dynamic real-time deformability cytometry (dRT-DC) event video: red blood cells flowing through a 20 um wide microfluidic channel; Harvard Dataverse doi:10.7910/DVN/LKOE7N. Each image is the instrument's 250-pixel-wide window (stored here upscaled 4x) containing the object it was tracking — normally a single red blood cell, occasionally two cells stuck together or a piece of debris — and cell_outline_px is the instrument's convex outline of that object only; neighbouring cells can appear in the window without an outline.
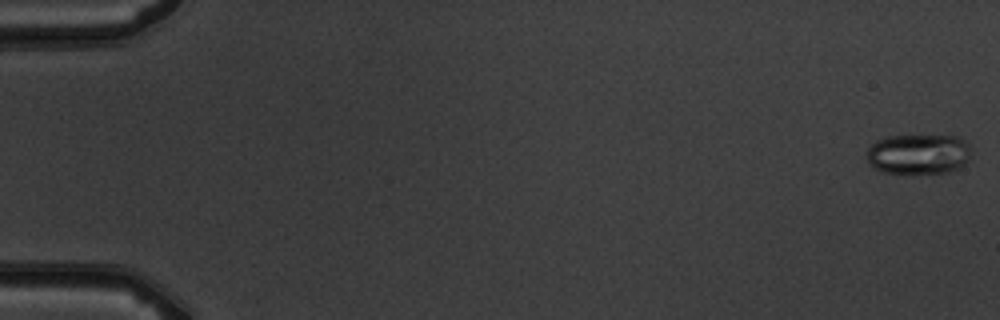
{"species": "common noctule bat (a hibernating species)", "species_latin": "Nyctalus noctula", "temperature_condition": "warm", "stored_images_in_passage": 6, "camera_frame_rate_fps": 3000, "um_per_image_px": 0.085, "animal": {"sex": "male", "body_mass_g": 19.5, "forearm_length_mm": 54.6}, "frame": {"image": 1, "passage_image": 1, "time_ms": 0.0, "image_size_px": [1000, 320], "cell_outline_px": [[968, 160], [960, 168], [948, 172], [904, 176], [884, 172], [876, 168], [868, 160], [868, 148], [876, 140], [888, 136], [960, 136], [968, 144]], "centroid_in_image_um": [78.06, 13.14], "position_along_channel_um": 6.9, "area_um2": 24.85}}